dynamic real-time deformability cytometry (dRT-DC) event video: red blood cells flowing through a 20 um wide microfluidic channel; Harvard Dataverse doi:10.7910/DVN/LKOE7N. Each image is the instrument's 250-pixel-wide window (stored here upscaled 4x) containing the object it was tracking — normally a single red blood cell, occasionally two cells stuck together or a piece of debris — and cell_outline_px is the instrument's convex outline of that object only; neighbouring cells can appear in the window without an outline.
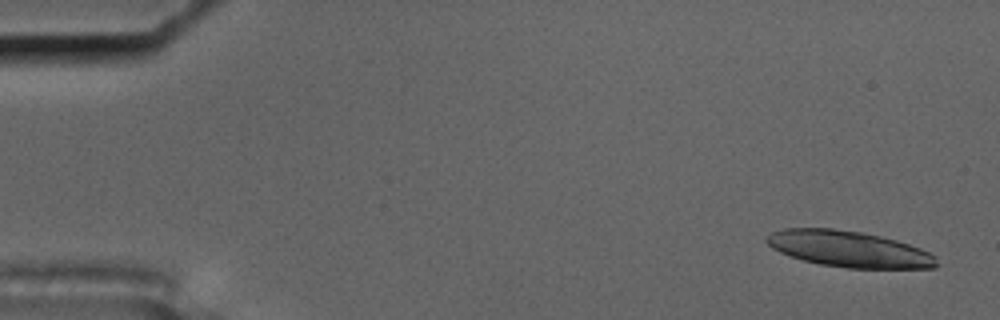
{"species": "common noctule bat (a hibernating species)", "species_latin": "Nyctalus noctula", "temperature_condition": "cold", "stored_images_in_passage": 18, "camera_frame_rate_fps": 3000, "um_per_image_px": 0.085, "animal": {"sex": "male", "body_mass_g": 17.5, "forearm_length_mm": 52.3}, "frame": {"image": 1, "passage_image": 3, "time_ms": 0.667, "image_size_px": [1000, 320], "cell_outline_px": [[936, 268], [848, 268], [820, 264], [804, 260], [780, 252], [772, 248], [764, 240], [764, 236], [772, 232], [784, 228], [832, 228], [860, 232], [880, 236], [896, 240], [920, 248], [936, 256]], "centroid_in_image_um": [72.12, 21.16], "position_along_channel_um": 12.9, "area_um2": 35.6}}